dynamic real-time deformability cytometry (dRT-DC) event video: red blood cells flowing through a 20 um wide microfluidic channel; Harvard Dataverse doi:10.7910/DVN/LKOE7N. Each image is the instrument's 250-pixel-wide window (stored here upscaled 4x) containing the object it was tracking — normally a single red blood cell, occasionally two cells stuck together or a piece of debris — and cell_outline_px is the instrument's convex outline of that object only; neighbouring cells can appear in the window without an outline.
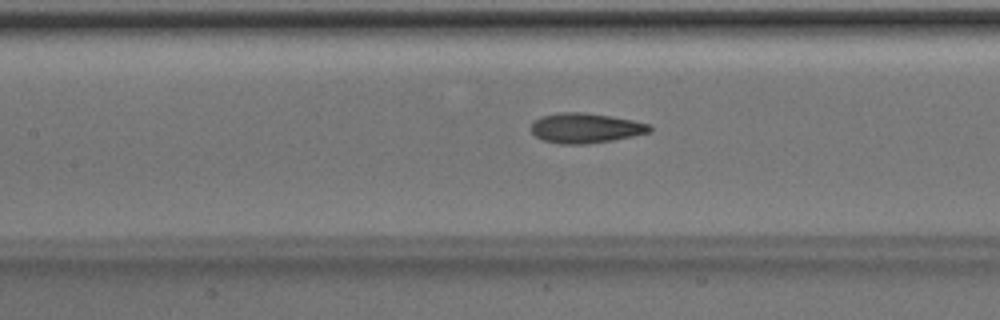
{"species": "Egyptian fruit bat (a non-hibernating species)", "species_latin": "Rousettus aegyptiacus", "temperature_condition": "room temperature", "stored_images_in_passage": 37, "camera_frame_rate_fps": 3000, "um_per_image_px": 0.085, "animal": {"sex": "male"}, "frame": {"image": 1, "passage_image": 11, "time_ms": 3.333, "image_size_px": [1000, 320], "cell_outline_px": [[652, 132], [612, 140], [588, 144], [560, 144], [544, 140], [536, 136], [532, 132], [532, 120], [540, 116], [556, 112], [584, 112], [632, 120], [648, 124], [652, 128]], "centroid_in_image_um": [49.74, 10.88], "position_along_channel_um": 157.7, "area_um2": 20.69}}
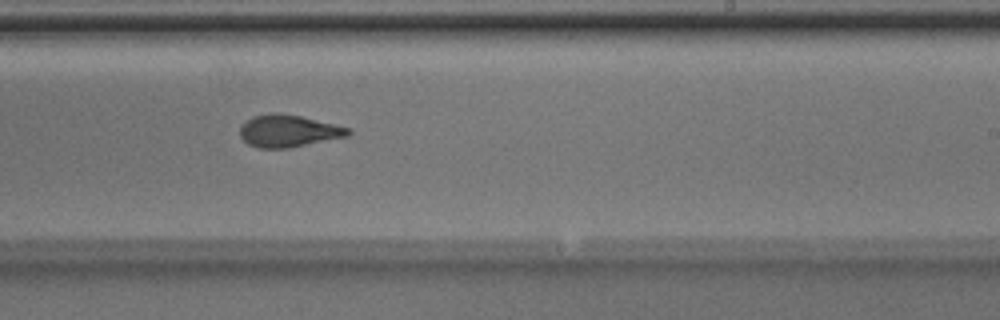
{"frame": {"image": 2, "passage_image": 19, "time_ms": 6.0, "image_size_px": [1000, 320], "cell_outline_px": [[352, 132], [348, 136], [288, 148], [256, 148], [248, 144], [240, 136], [240, 128], [252, 116], [272, 112], [280, 112], [300, 116], [352, 128]], "centroid_in_image_um": [24.53, 11.12], "position_along_channel_um": 264.5, "area_um2": 20.35}}
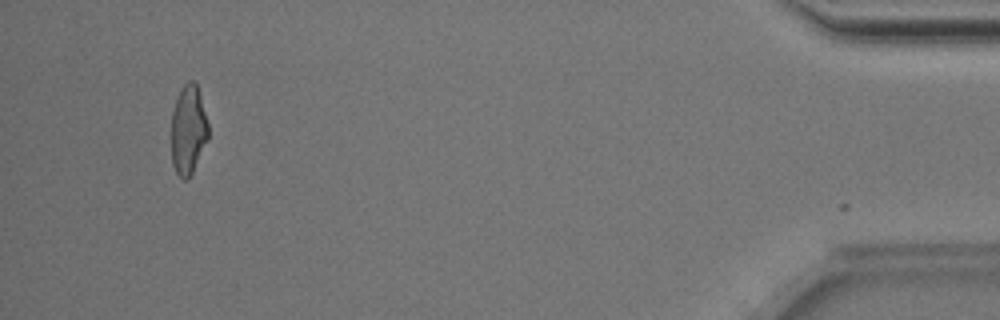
{"frame": {"image": 3, "passage_image": 36, "time_ms": 11.667, "image_size_px": [1000, 320], "cell_outline_px": [[208, 140], [192, 172], [184, 180], [176, 172], [172, 164], [172, 112], [176, 100], [184, 84], [188, 80], [192, 80], [196, 84], [200, 96], [208, 124]], "centroid_in_image_um": [16.0, 11.04], "position_along_channel_um": 419.2, "area_um2": 18.84}, "authors_computed_cell_mechanics": {"area_um2": 20.4034, "velocity_mm_per_s": 4.0369, "shape_relaxation_time_tau1_ms": 3.707, "shape_relaxation_time_tau2_ms": 1.9613, "deformation_change_tau1": 0.1498, "deformation_change_tau2": 0.1031}}